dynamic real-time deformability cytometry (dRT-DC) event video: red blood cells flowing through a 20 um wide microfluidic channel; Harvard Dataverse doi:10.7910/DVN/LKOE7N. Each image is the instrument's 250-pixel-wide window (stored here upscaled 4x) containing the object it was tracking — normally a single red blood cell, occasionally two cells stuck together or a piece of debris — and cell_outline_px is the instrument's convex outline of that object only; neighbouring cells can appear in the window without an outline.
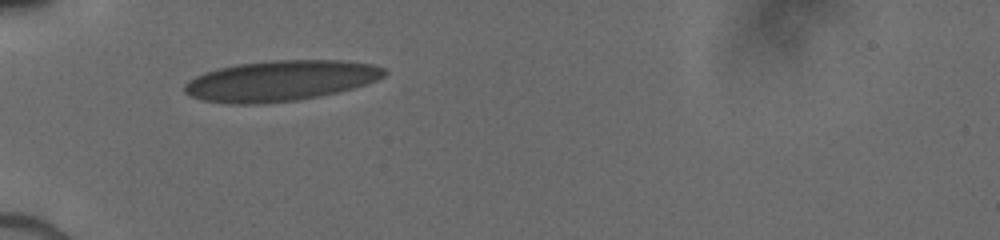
{"species": "human", "species_latin": "Homo sapiens", "temperature_condition": "cold", "stored_images_in_passage": 26, "camera_frame_rate_fps": 3000, "um_per_image_px": 0.085, "donor": {"sex": "male"}, "frame": {"image": 1, "passage_image": 1, "time_ms": 0.0, "image_size_px": [1000, 240], "cell_outline_px": [[388, 72], [384, 76], [376, 80], [352, 88], [320, 96], [300, 100], [260, 104], [232, 104], [204, 100], [192, 96], [184, 92], [184, 84], [188, 80], [204, 72], [236, 64], [272, 60], [340, 60], [372, 64], [384, 68]], "centroid_in_image_um": [23.83, 6.86], "position_along_channel_um": 61.2, "area_um2": 47.16}}
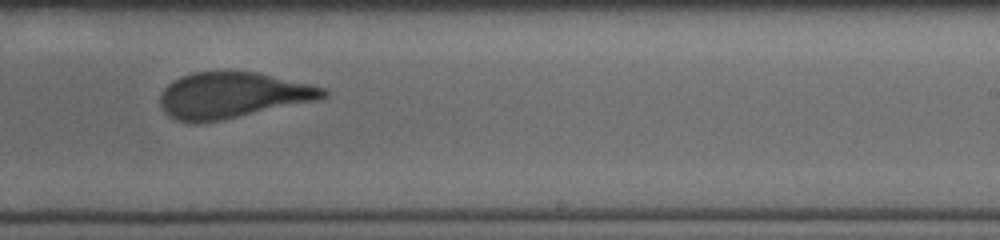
{"frame": {"image": 2, "passage_image": 14, "time_ms": 5.333, "image_size_px": [1000, 240], "cell_outline_px": [[328, 96], [316, 100], [224, 120], [200, 124], [196, 124], [176, 120], [164, 112], [160, 104], [160, 96], [164, 88], [168, 84], [180, 76], [192, 72], [256, 72], [312, 84], [328, 88]], "centroid_in_image_um": [19.76, 8.11], "position_along_channel_um": 269.2, "area_um2": 43.87}}
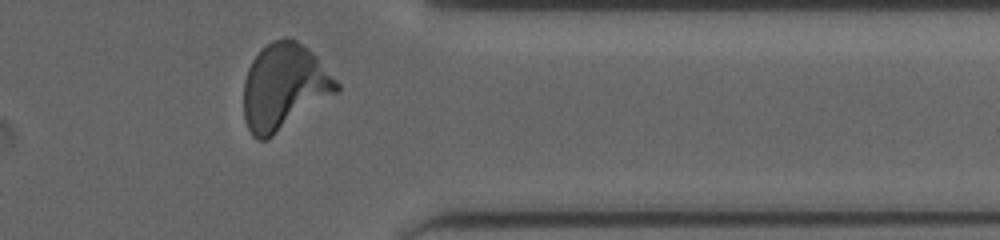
{"frame": {"image": 3, "passage_image": 24, "time_ms": 8.333, "image_size_px": [1000, 240], "cell_outline_px": [[340, 92], [272, 136], [264, 140], [260, 140], [252, 136], [248, 128], [244, 116], [244, 80], [248, 68], [252, 60], [272, 40], [296, 40], [304, 44], [316, 56], [340, 84]], "centroid_in_image_um": [24.17, 7.4], "position_along_channel_um": 387.2, "area_um2": 46.3}}